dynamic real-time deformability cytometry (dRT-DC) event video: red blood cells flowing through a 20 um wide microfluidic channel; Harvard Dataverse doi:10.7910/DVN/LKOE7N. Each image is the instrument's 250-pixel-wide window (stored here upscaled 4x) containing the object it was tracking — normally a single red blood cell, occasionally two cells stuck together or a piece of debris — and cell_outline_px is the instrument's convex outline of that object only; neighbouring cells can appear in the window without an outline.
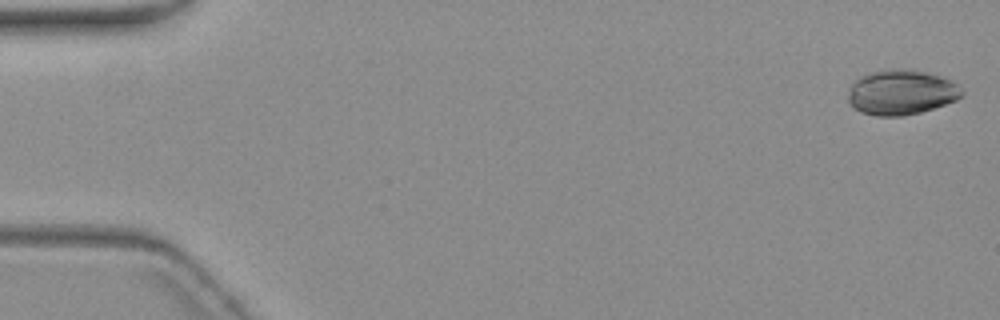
{"species": "common noctule bat (a hibernating species)", "species_latin": "Nyctalus noctula", "temperature_condition": "warm", "stored_images_in_passage": 4, "camera_frame_rate_fps": 3000, "um_per_image_px": 0.085, "animal": {"sex": "female", "body_mass_g": 19.3, "forearm_length_mm": 54.1}, "frame": {"image": 1, "passage_image": 1, "time_ms": 0.0, "image_size_px": [1000, 320], "cell_outline_px": [[964, 96], [956, 100], [920, 112], [904, 116], [876, 116], [860, 112], [852, 108], [848, 104], [848, 92], [852, 84], [860, 76], [872, 72], [892, 68], [912, 68], [928, 72], [940, 76], [956, 84], [964, 92]], "centroid_in_image_um": [76.58, 7.84], "position_along_channel_um": 8.4, "area_um2": 30.11}}
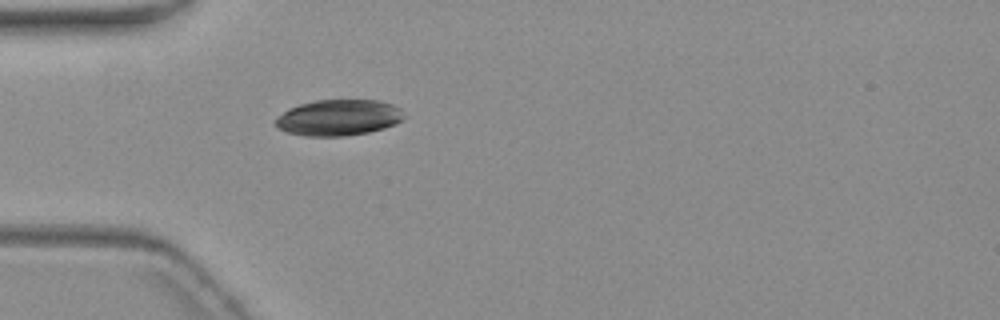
{"frame": {"image": 2, "passage_image": 4, "time_ms": 5.333, "image_size_px": [1000, 320], "cell_outline_px": [[404, 116], [396, 124], [384, 128], [368, 132], [344, 136], [304, 136], [284, 132], [276, 128], [276, 116], [288, 108], [300, 104], [316, 100], [376, 100], [392, 104], [400, 108]], "centroid_in_image_um": [28.73, 10.0], "position_along_channel_um": 56.3, "area_um2": 27.11}}